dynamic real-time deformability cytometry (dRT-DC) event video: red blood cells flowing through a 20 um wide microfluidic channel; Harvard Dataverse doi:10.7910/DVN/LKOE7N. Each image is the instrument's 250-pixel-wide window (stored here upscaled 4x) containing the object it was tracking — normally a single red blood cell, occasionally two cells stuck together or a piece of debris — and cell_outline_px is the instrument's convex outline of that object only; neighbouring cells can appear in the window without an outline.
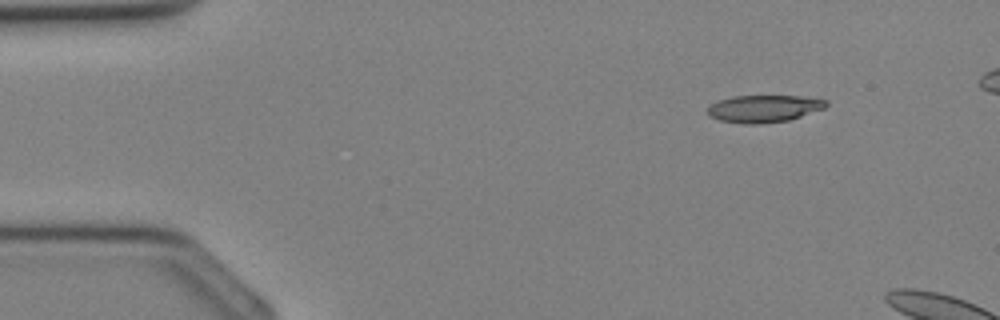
{"species": "Egyptian fruit bat (a non-hibernating species)", "species_latin": "Rousettus aegyptiacus", "temperature_condition": "cold", "stored_images_in_passage": 5, "camera_frame_rate_fps": 3000, "um_per_image_px": 0.085, "animal": {"sex": "female"}, "frame": {"image": 1, "passage_image": 1, "time_ms": 0.0, "image_size_px": [1000, 320], "cell_outline_px": [[828, 104], [824, 108], [788, 120], [756, 124], [744, 124], [720, 120], [708, 116], [708, 104], [732, 96], [800, 96], [828, 100]], "centroid_in_image_um": [64.89, 9.23], "position_along_channel_um": 20.1, "area_um2": 18.73}}